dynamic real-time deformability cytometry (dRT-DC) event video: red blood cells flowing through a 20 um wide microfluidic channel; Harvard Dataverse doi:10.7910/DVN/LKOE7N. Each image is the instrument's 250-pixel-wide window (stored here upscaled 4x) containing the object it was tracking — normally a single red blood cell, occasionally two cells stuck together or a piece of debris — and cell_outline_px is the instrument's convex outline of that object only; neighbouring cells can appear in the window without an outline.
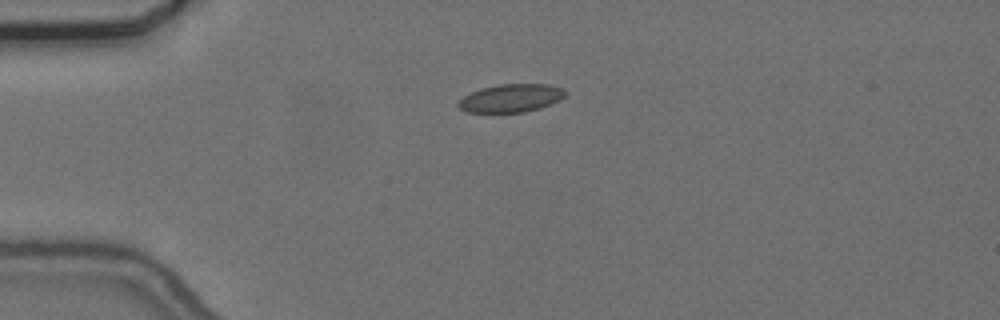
{"species": "common noctule bat (a hibernating species)", "species_latin": "Nyctalus noctula", "temperature_condition": "cold", "stored_images_in_passage": 43, "camera_frame_rate_fps": 3000, "um_per_image_px": 0.085, "animal": {"sex": "female", "body_mass_g": 24.6, "forearm_length_mm": 56.2}, "frame": {"image": 1, "passage_image": 1, "time_ms": 0.0, "image_size_px": [1000, 320], "cell_outline_px": [[568, 92], [560, 100], [540, 108], [524, 112], [468, 112], [460, 108], [456, 104], [464, 96], [480, 88], [500, 84], [548, 84], [564, 88]], "centroid_in_image_um": [43.47, 8.33], "position_along_channel_um": 41.5, "area_um2": 17.51}}
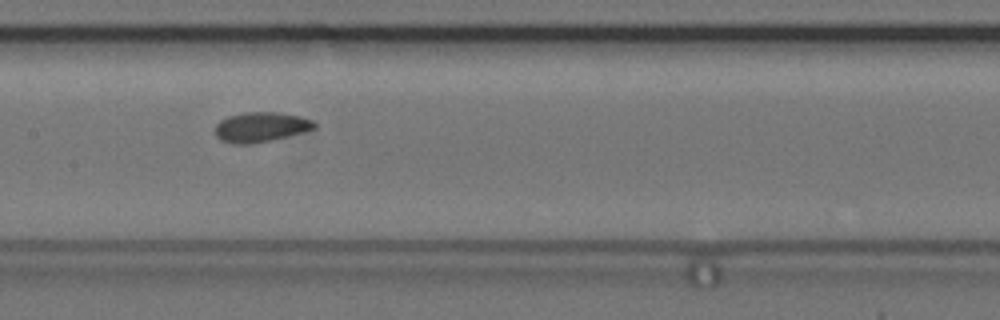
{"frame": {"image": 2, "passage_image": 15, "time_ms": 4.667, "image_size_px": [1000, 320], "cell_outline_px": [[316, 128], [304, 132], [272, 140], [248, 144], [232, 144], [220, 140], [216, 136], [216, 124], [220, 120], [228, 116], [244, 112], [280, 112], [300, 116], [316, 120]], "centroid_in_image_um": [22.2, 10.79], "position_along_channel_um": 185.2, "area_um2": 17.51}}
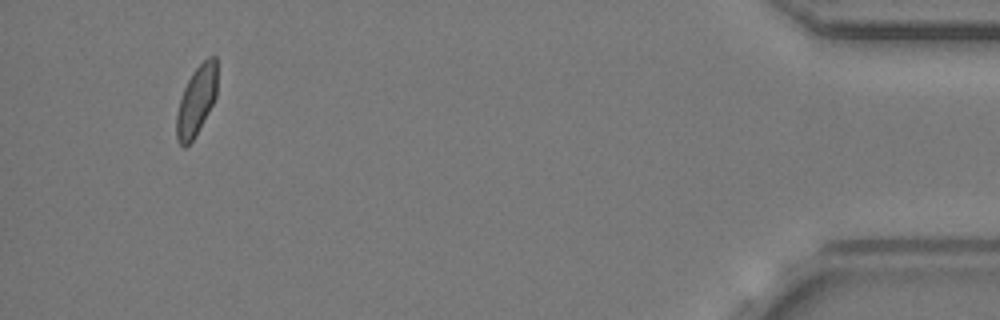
{"frame": {"image": 3, "passage_image": 40, "time_ms": 13.0, "image_size_px": [1000, 320], "cell_outline_px": [[216, 96], [208, 112], [192, 140], [184, 148], [180, 144], [176, 136], [176, 112], [184, 88], [192, 72], [208, 56], [216, 56]], "centroid_in_image_um": [16.68, 8.54], "position_along_channel_um": 418.5, "area_um2": 16.13}, "authors_computed_cell_mechanics": {"area_um2": 17.051, "velocity_mm_per_s": 3.6774, "shape_relaxation_time_tau1_ms": 3.0297, "shape_relaxation_time_tau2_ms": 4.398, "deformation_change_tau1": 0.05, "deformation_change_tau2": 0.0588}}